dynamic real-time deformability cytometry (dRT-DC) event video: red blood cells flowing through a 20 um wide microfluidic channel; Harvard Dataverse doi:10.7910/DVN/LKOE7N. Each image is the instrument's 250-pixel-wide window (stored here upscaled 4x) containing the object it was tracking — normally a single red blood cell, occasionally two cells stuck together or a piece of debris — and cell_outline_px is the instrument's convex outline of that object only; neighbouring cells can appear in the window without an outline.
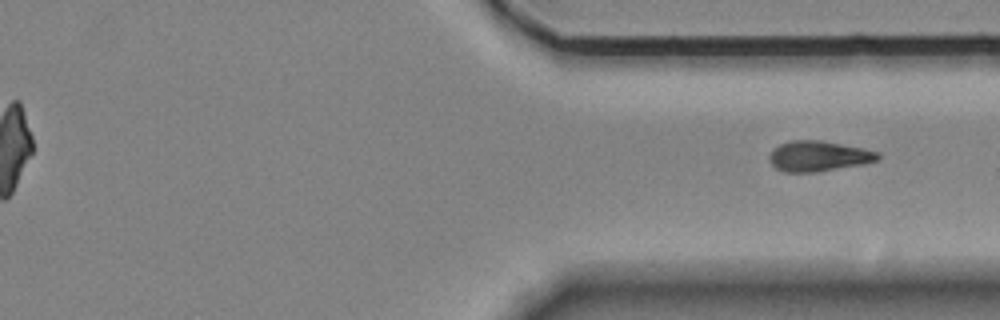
{"species": "Egyptian fruit bat (a non-hibernating species)", "species_latin": "Rousettus aegyptiacus", "temperature_condition": "room temperature", "stored_images_in_passage": 12, "segment_of_instrument_passage": [2, 2], "camera_frame_rate_fps": 3000, "um_per_image_px": 0.085, "animal": {"sex": "female"}, "frame": {"image": 1, "passage_image": 12, "time_ms": 14.333, "image_size_px": [1000, 320], "cell_outline_px": [[880, 160], [864, 164], [816, 172], [784, 172], [776, 168], [768, 160], [768, 156], [772, 148], [788, 140], [820, 140], [864, 148], [880, 152]], "centroid_in_image_um": [69.57, 13.26], "position_along_channel_um": 341.8, "area_um2": 19.54}}